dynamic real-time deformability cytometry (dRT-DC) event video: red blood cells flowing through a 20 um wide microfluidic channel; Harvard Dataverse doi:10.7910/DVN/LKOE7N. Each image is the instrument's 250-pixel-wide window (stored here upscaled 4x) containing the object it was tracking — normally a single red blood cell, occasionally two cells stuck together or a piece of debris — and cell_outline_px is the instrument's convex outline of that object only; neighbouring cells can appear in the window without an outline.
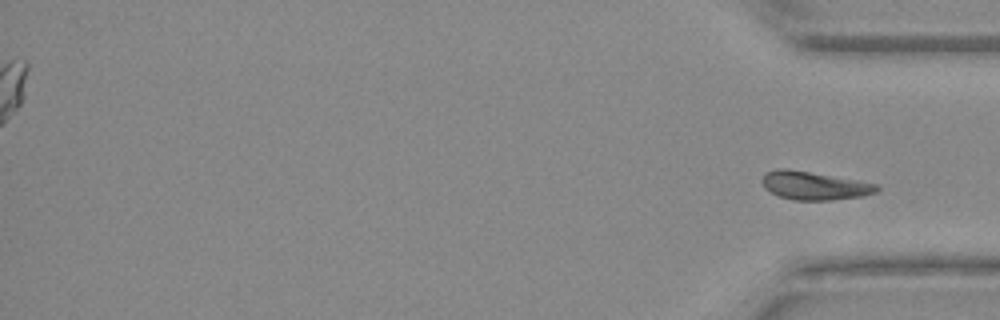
{"species": "Egyptian fruit bat (a non-hibernating species)", "species_latin": "Rousettus aegyptiacus", "temperature_condition": "warm", "stored_images_in_passage": 39, "segment_of_instrument_passage": [2, 2], "camera_frame_rate_fps": 3000, "um_per_image_px": 0.085, "animal": {"sex": "female"}, "frame": {"image": 1, "passage_image": 39, "time_ms": 12.667, "image_size_px": [1000, 320], "cell_outline_px": [[880, 188], [876, 192], [864, 196], [832, 200], [796, 200], [780, 196], [764, 188], [760, 180], [764, 172], [776, 168], [784, 168], [880, 184]], "centroid_in_image_um": [69.2, 15.77], "position_along_channel_um": 366.0, "area_um2": 18.9}}